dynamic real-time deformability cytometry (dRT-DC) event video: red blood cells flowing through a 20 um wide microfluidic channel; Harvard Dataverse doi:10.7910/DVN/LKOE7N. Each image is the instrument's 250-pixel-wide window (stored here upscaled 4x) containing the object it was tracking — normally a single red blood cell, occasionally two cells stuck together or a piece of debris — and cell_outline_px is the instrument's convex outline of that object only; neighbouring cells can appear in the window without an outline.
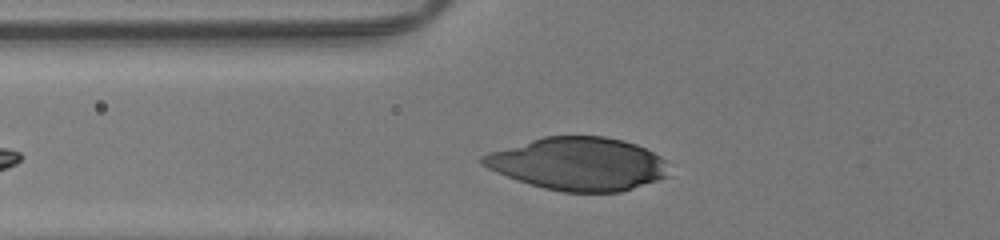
{"species": "human", "species_latin": "Homo sapiens", "temperature_condition": "room temperature", "stored_images_in_passage": 28, "camera_frame_rate_fps": 3000, "um_per_image_px": 0.085, "donor": {"sex": "male"}, "frame": {"image": 1, "passage_image": 5, "time_ms": 1.333, "image_size_px": [1000, 240], "cell_outline_px": [[664, 176], [656, 180], [620, 192], [564, 192], [544, 188], [516, 180], [496, 172], [480, 164], [480, 156], [488, 152], [544, 136], [604, 136], [624, 140], [636, 144], [660, 156], [664, 160]], "centroid_in_image_um": [49.06, 13.92], "position_along_channel_um": 76.7, "area_um2": 56.93}}
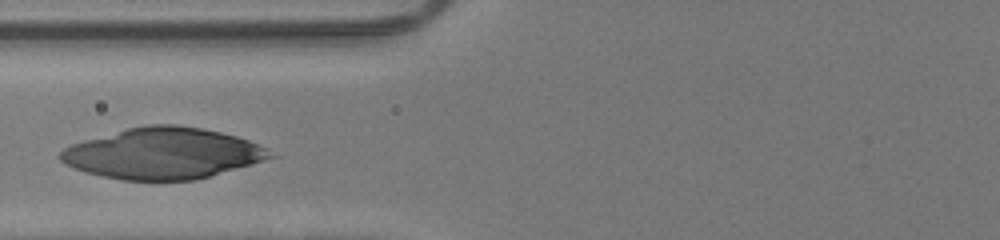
{"frame": {"image": 2, "passage_image": 8, "time_ms": 2.333, "image_size_px": [1000, 240], "cell_outline_px": [[276, 156], [252, 164], [212, 176], [196, 180], [120, 180], [88, 172], [64, 164], [60, 160], [60, 152], [64, 148], [72, 144], [128, 128], [144, 124], [176, 124], [200, 128], [220, 132], [236, 136], [248, 140], [264, 148]], "centroid_in_image_um": [13.85, 13.04], "position_along_channel_um": 111.9, "area_um2": 61.85}}
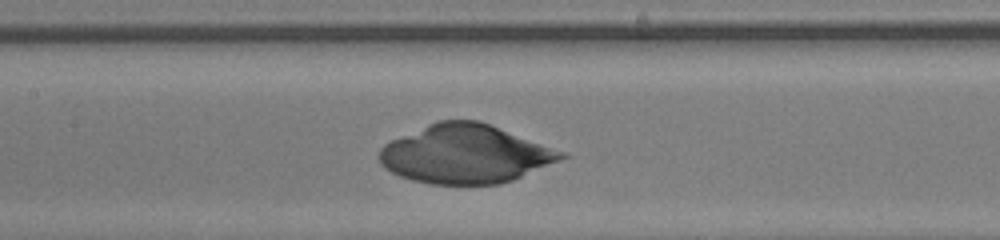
{"frame": {"image": 3, "passage_image": 12, "time_ms": 3.667, "image_size_px": [1000, 240], "cell_outline_px": [[568, 156], [560, 160], [512, 180], [500, 184], [432, 184], [412, 180], [400, 176], [384, 168], [380, 164], [380, 148], [384, 144], [392, 140], [436, 120], [480, 120], [564, 152]], "centroid_in_image_um": [39.53, 13.09], "position_along_channel_um": 167.9, "area_um2": 61.79}}